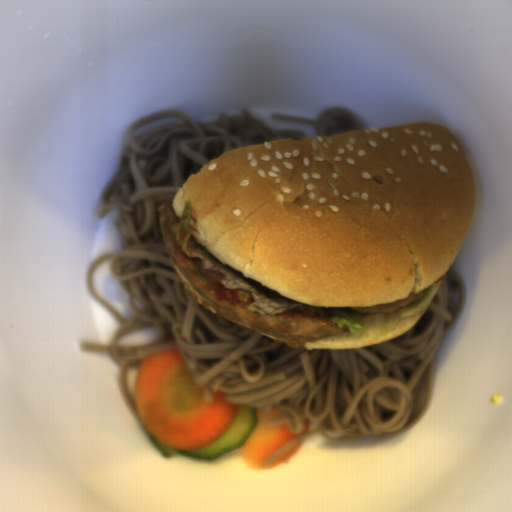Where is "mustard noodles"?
<instances>
[{"instance_id":"1","label":"mustard noodles","mask_w":512,"mask_h":512,"mask_svg":"<svg viewBox=\"0 0 512 512\" xmlns=\"http://www.w3.org/2000/svg\"><path fill=\"white\" fill-rule=\"evenodd\" d=\"M224 112L215 121H195L181 109L145 115L128 125V149L105 185L99 218L117 211L121 250L92 260L85 287L122 326L110 344L81 343L82 352H106L118 368L117 386L135 420L142 424L127 388L130 367L154 352L178 349L206 400L225 391L230 404L249 405L282 417L294 438L266 457L270 465L296 444L318 434L327 442L383 439L407 432L431 403L433 359L454 328L467 289L451 268L415 325L401 336L358 349L288 348L284 343L205 309L187 290L165 248L157 209L171 201L192 174L229 150L280 139L302 140L305 130H274L253 116ZM109 266L136 313L121 318L91 287L94 269ZM157 326L151 344L127 346L119 337ZM175 340L158 344L165 336Z\"/></svg>"},{"instance_id":"2","label":"mustard noodles","mask_w":512,"mask_h":512,"mask_svg":"<svg viewBox=\"0 0 512 512\" xmlns=\"http://www.w3.org/2000/svg\"><path fill=\"white\" fill-rule=\"evenodd\" d=\"M273 116L277 120L314 126L317 137L323 138L350 130H364L354 116L340 109L324 112L318 119H306L277 114H273Z\"/></svg>"}]
</instances>
